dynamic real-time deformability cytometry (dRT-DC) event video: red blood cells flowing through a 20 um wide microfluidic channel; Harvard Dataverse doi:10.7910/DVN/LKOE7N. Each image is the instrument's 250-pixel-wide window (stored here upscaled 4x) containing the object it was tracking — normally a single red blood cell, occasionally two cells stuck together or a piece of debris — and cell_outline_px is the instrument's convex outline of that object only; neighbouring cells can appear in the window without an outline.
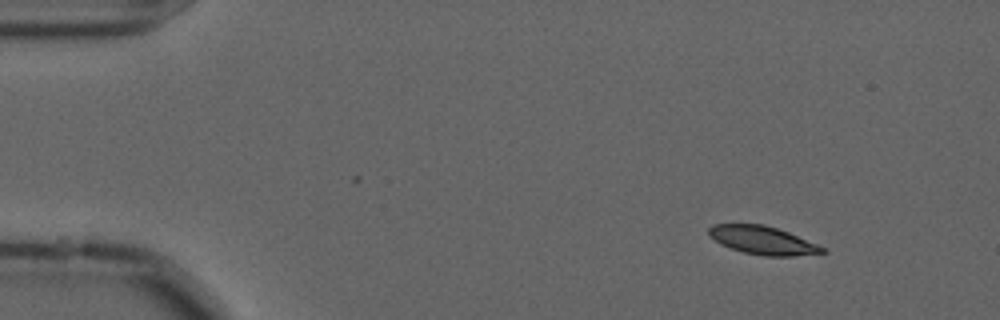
{"species": "common noctule bat (a hibernating species)", "species_latin": "Nyctalus noctula", "temperature_condition": "cold", "stored_images_in_passage": 29, "camera_frame_rate_fps": 3000, "um_per_image_px": 0.085, "animal": {"sex": "male", "forearm_length_mm": 52.5}, "frame": {"image": 1, "passage_image": 1, "time_ms": 0.0, "image_size_px": [1000, 320], "cell_outline_px": [[828, 252], [792, 256], [764, 256], [744, 252], [720, 244], [708, 236], [708, 228], [712, 224], [764, 224], [788, 232], [816, 244], [824, 248]], "centroid_in_image_um": [64.78, 20.42], "position_along_channel_um": 20.2, "area_um2": 18.55}}
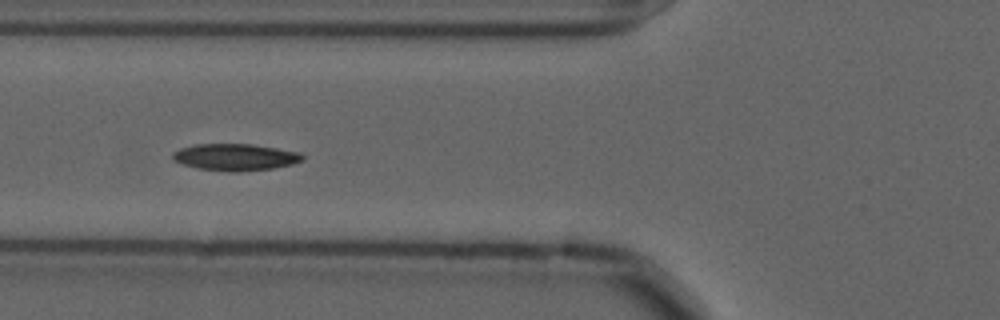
{"frame": {"image": 2, "passage_image": 16, "time_ms": 5.0, "image_size_px": [1000, 320], "cell_outline_px": [[304, 160], [292, 164], [272, 168], [240, 172], [228, 172], [200, 168], [184, 164], [172, 160], [172, 152], [180, 148], [196, 144], [252, 144], [300, 152], [304, 156]], "centroid_in_image_um": [20.0, 13.35], "position_along_channel_um": 105.8, "area_um2": 20.29}}
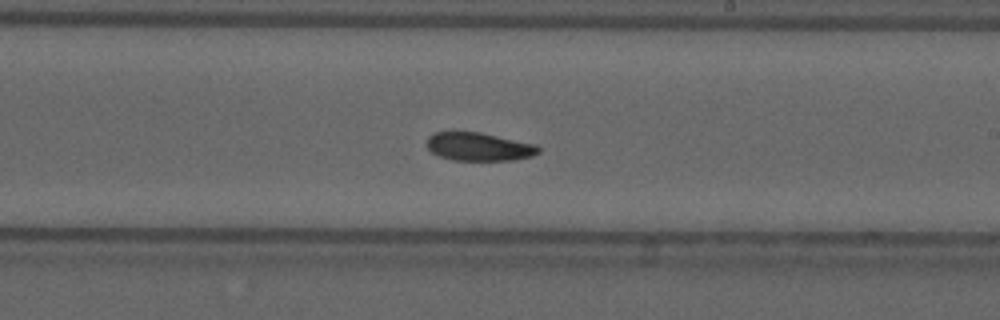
{"frame": {"image": 3, "passage_image": 28, "time_ms": 9.0, "image_size_px": [1000, 320], "cell_outline_px": [[540, 152], [532, 156], [516, 160], [452, 160], [440, 156], [432, 152], [428, 148], [428, 136], [432, 132], [480, 132], [536, 144], [540, 148]], "centroid_in_image_um": [40.73, 12.47], "position_along_channel_um": 248.3, "area_um2": 18.38}}